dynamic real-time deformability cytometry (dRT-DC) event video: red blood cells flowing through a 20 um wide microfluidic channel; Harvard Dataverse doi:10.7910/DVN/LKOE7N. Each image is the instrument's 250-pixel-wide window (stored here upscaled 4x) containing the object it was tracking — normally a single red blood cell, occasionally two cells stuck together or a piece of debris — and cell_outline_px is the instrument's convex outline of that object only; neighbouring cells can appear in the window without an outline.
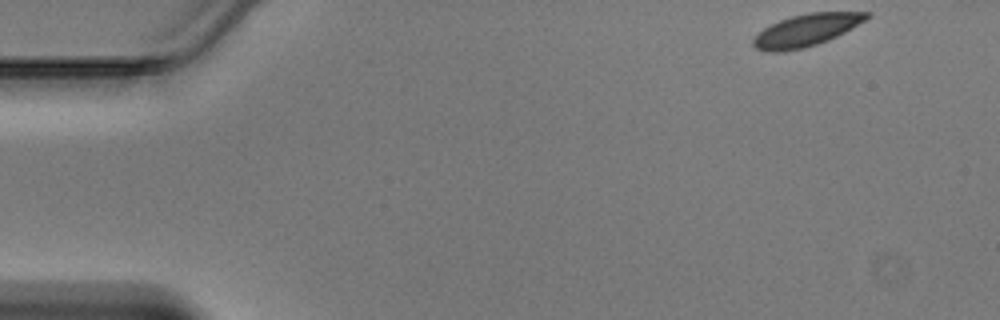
{"species": "Egyptian fruit bat (a non-hibernating species)", "species_latin": "Rousettus aegyptiacus", "temperature_condition": "warm", "stored_images_in_passage": 44, "camera_frame_rate_fps": 3000, "um_per_image_px": 0.085, "animal": {"sex": "male"}, "frame": {"image": 1, "passage_image": 1, "time_ms": 0.0, "image_size_px": [1000, 320], "cell_outline_px": [[872, 16], [844, 32], [828, 40], [804, 48], [780, 52], [768, 52], [756, 48], [752, 44], [752, 40], [764, 28], [780, 20], [792, 16], [808, 12], [872, 12]], "centroid_in_image_um": [68.54, 2.56], "position_along_channel_um": 16.5, "area_um2": 21.04}}
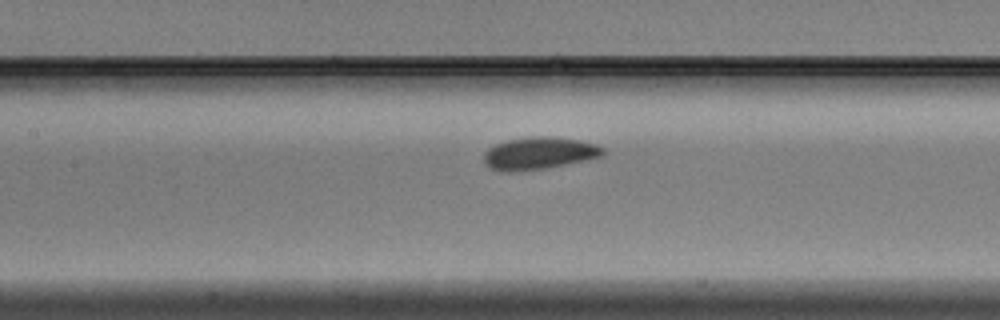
{"frame": {"image": 2, "passage_image": 19, "time_ms": 6.0, "image_size_px": [1000, 320], "cell_outline_px": [[604, 156], [544, 168], [516, 172], [500, 172], [488, 168], [484, 164], [484, 152], [488, 148], [496, 144], [508, 140], [532, 136], [552, 136], [580, 140], [596, 144], [604, 148]], "centroid_in_image_um": [45.78, 13.03], "position_along_channel_um": 161.6, "area_um2": 22.6}}
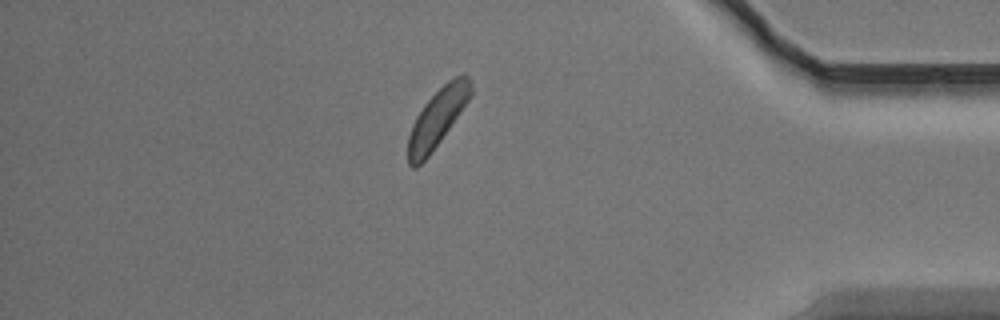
{"frame": {"image": 3, "passage_image": 38, "time_ms": 12.333, "image_size_px": [1000, 320], "cell_outline_px": [[472, 92], [468, 100], [440, 140], [428, 156], [416, 168], [412, 168], [408, 164], [408, 136], [412, 124], [416, 116], [424, 104], [448, 80], [464, 72], [472, 80]], "centroid_in_image_um": [37.16, 10.01], "position_along_channel_um": 398.0, "area_um2": 20.87}}